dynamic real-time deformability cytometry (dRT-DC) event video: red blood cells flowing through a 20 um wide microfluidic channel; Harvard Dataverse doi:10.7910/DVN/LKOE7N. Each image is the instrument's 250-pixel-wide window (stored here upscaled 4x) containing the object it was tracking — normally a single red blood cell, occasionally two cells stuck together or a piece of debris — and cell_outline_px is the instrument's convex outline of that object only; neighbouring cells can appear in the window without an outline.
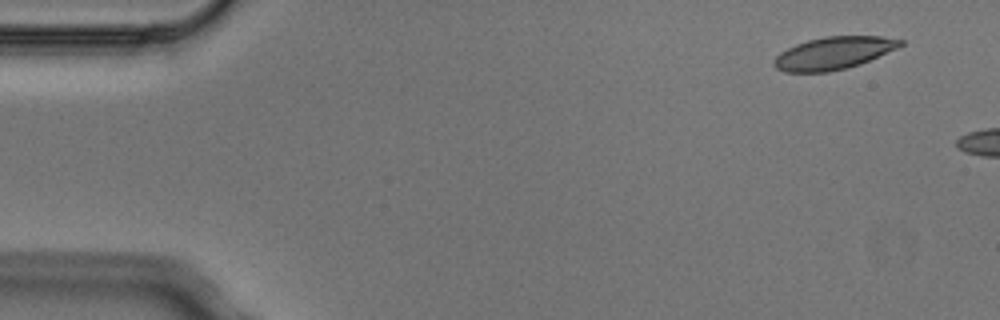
{"species": "Egyptian fruit bat (a non-hibernating species)", "species_latin": "Rousettus aegyptiacus", "temperature_condition": "cold", "stored_images_in_passage": 3, "camera_frame_rate_fps": 3000, "um_per_image_px": 0.085, "animal": {"sex": "male"}, "frame": {"image": 1, "passage_image": 1, "time_ms": 0.0, "image_size_px": [1000, 320], "cell_outline_px": [[904, 44], [896, 48], [860, 64], [848, 68], [828, 72], [784, 72], [776, 68], [772, 64], [772, 60], [780, 52], [796, 44], [808, 40], [824, 36], [880, 36], [904, 40]], "centroid_in_image_um": [70.82, 4.52], "position_along_channel_um": 14.2, "area_um2": 23.93}}